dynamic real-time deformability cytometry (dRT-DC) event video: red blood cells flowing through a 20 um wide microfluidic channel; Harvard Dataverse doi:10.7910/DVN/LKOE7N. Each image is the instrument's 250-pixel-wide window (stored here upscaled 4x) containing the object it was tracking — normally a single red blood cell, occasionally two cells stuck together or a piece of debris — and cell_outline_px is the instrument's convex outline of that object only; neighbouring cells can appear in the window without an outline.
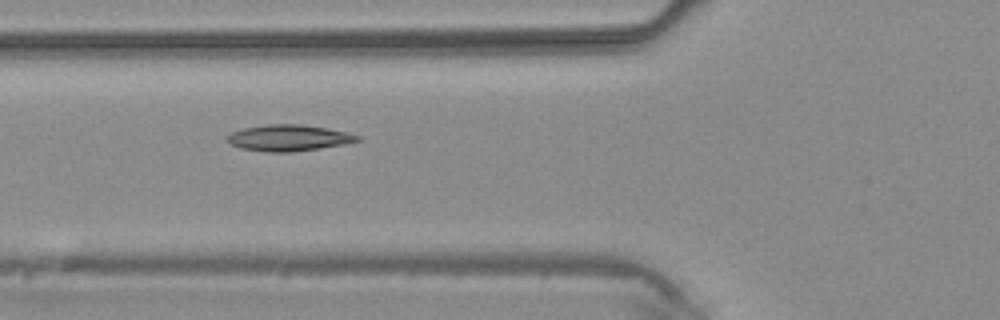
{"species": "common noctule bat (a hibernating species)", "species_latin": "Nyctalus noctula", "temperature_condition": "warm", "stored_images_in_passage": 4, "camera_frame_rate_fps": 3000, "um_per_image_px": 0.085, "animal": {"sex": "male", "body_mass_g": 20.4}, "frame": {"image": 1, "passage_image": 3, "time_ms": 2.333, "image_size_px": [1000, 320], "cell_outline_px": [[360, 140], [344, 144], [320, 148], [288, 152], [264, 152], [240, 148], [228, 144], [228, 136], [232, 132], [244, 128], [268, 124], [300, 124], [348, 132], [360, 136]], "centroid_in_image_um": [24.51, 11.72], "position_along_channel_um": 101.3, "area_um2": 19.77}}
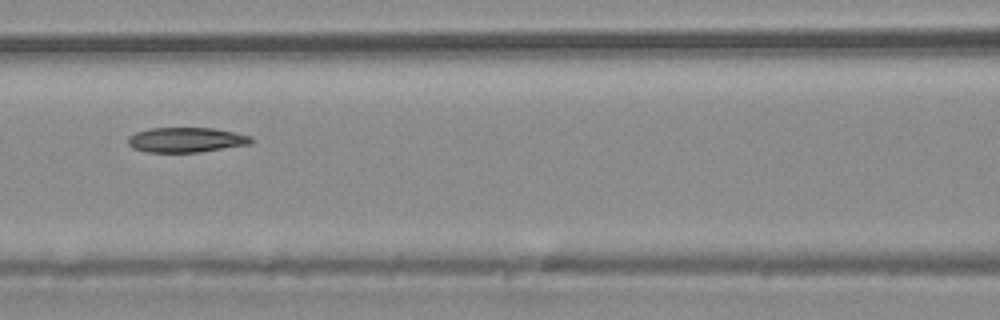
{"frame": {"image": 2, "passage_image": 4, "time_ms": 3.333, "image_size_px": [1000, 320], "cell_outline_px": [[256, 140], [252, 144], [200, 152], [148, 152], [132, 148], [128, 144], [128, 136], [136, 132], [152, 128], [212, 128], [252, 136]], "centroid_in_image_um": [15.86, 11.89], "position_along_channel_um": 150.7, "area_um2": 17.98}}